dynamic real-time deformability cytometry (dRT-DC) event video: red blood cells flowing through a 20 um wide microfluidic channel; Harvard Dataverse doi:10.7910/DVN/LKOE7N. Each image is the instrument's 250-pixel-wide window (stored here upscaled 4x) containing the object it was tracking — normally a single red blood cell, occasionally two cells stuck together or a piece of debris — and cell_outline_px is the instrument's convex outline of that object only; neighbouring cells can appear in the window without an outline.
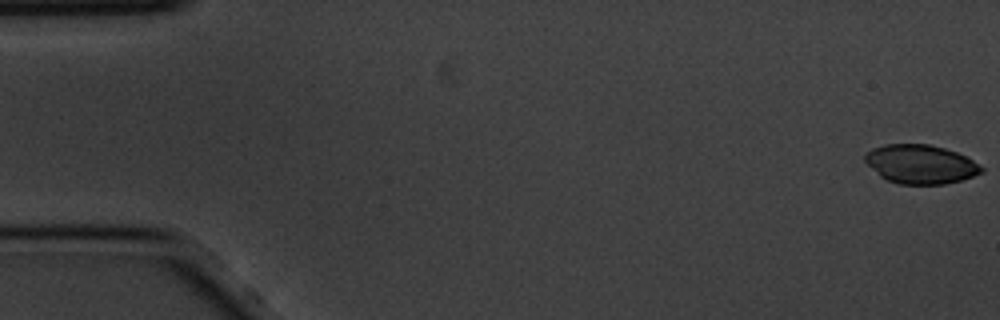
{"species": "common noctule bat (a hibernating species)", "species_latin": "Nyctalus noctula", "temperature_condition": "cold", "stored_images_in_passage": 58, "camera_frame_rate_fps": 3000, "um_per_image_px": 0.085, "animal": {"sex": "male", "body_mass_g": 20.1, "forearm_length_mm": 53.5}, "frame": {"image": 1, "passage_image": 1, "time_ms": 0.0, "image_size_px": [1000, 320], "cell_outline_px": [[984, 172], [960, 180], [944, 184], [900, 184], [888, 180], [880, 176], [864, 160], [864, 156], [872, 148], [884, 144], [928, 144], [944, 148], [956, 152], [972, 160], [984, 168]], "centroid_in_image_um": [78.24, 13.95], "position_along_channel_um": 6.8, "area_um2": 26.18}}
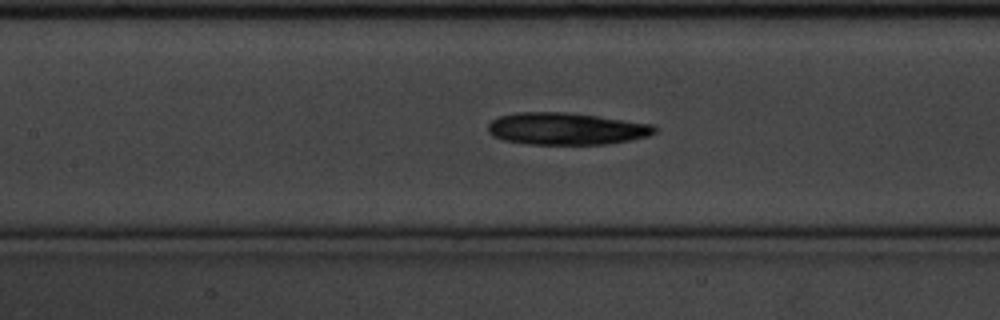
{"frame": {"image": 2, "passage_image": 26, "time_ms": 8.333, "image_size_px": [1000, 320], "cell_outline_px": [[656, 132], [648, 136], [608, 144], [532, 144], [504, 140], [492, 136], [488, 132], [488, 124], [492, 120], [500, 116], [516, 112], [564, 112], [596, 116], [652, 124], [656, 128]], "centroid_in_image_um": [48.1, 10.94], "position_along_channel_um": 159.3, "area_um2": 30.92}}
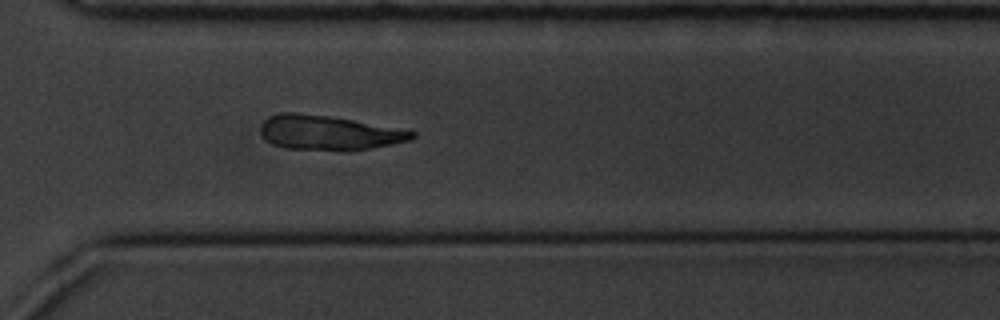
{"frame": {"image": 3, "passage_image": 42, "time_ms": 13.667, "image_size_px": [1000, 320], "cell_outline_px": [[416, 136], [408, 140], [348, 152], [344, 152], [284, 148], [272, 144], [260, 132], [260, 124], [268, 116], [280, 112], [292, 112], [328, 116], [352, 120], [416, 132]], "centroid_in_image_um": [27.85, 11.29], "position_along_channel_um": 342.7, "area_um2": 30.4}}